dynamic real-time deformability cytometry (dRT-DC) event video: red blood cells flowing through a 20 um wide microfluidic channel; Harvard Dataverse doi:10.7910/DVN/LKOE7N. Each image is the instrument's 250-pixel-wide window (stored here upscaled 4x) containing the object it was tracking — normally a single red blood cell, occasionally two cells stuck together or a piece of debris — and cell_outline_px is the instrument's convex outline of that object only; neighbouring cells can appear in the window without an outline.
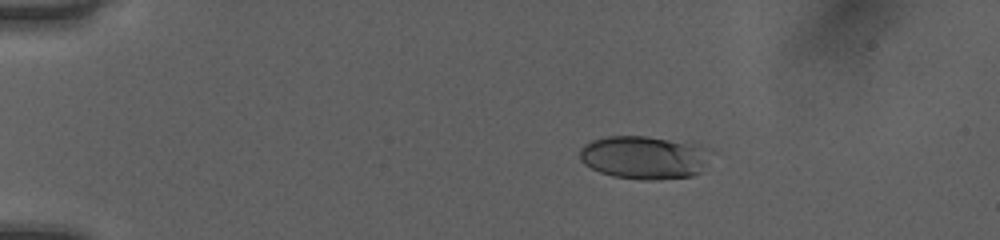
{"species": "human", "species_latin": "Homo sapiens", "temperature_condition": "room temperature", "stored_images_in_passage": 51, "camera_frame_rate_fps": 3000, "um_per_image_px": 0.085, "donor": {"sex": "female"}, "frame": {"image": 1, "passage_image": 10, "time_ms": 3.0, "image_size_px": [1000, 240], "cell_outline_px": [[716, 152], [700, 172], [692, 176], [656, 180], [644, 180], [612, 176], [600, 172], [584, 164], [580, 160], [580, 148], [584, 144], [592, 140], [604, 136], [648, 136], [700, 144], [712, 148]], "centroid_in_image_um": [54.84, 13.37], "position_along_channel_um": 30.2, "area_um2": 33.81}}
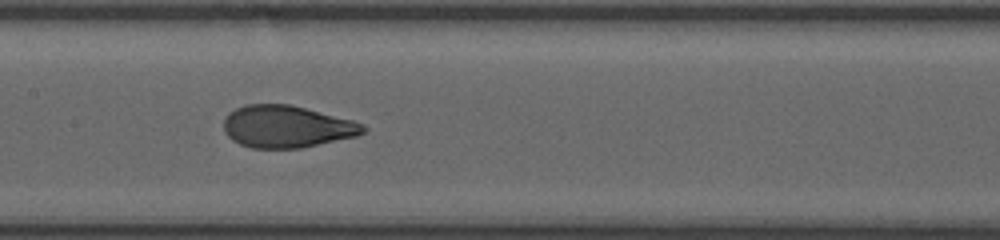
{"frame": {"image": 2, "passage_image": 27, "time_ms": 8.667, "image_size_px": [1000, 240], "cell_outline_px": [[368, 128], [364, 132], [356, 136], [300, 148], [252, 148], [240, 144], [232, 140], [224, 132], [224, 120], [228, 112], [244, 104], [288, 104], [352, 120], [364, 124]], "centroid_in_image_um": [24.34, 10.76], "position_along_channel_um": 183.1, "area_um2": 34.1}}
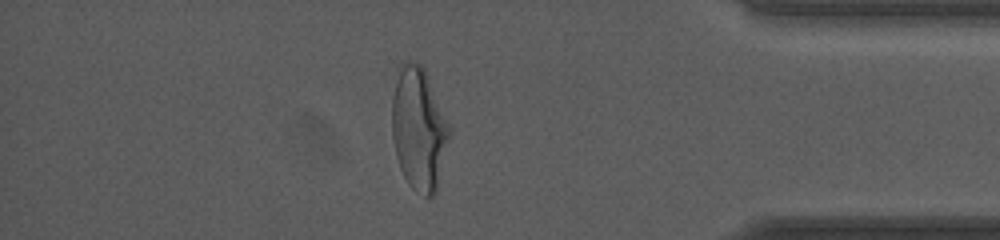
{"frame": {"image": 3, "passage_image": 45, "time_ms": 14.667, "image_size_px": [1000, 240], "cell_outline_px": [[452, 132], [436, 192], [432, 196], [424, 196], [416, 192], [408, 184], [400, 168], [396, 156], [392, 136], [392, 96], [400, 64], [408, 60], [416, 60], [424, 68], [428, 76], [452, 128]], "centroid_in_image_um": [35.62, 10.94], "position_along_channel_um": 399.6, "area_um2": 41.67}, "authors_computed_cell_mechanics": {"area_um2": 34.3332, "velocity_mm_per_s": 4.0432, "shape_relaxation_time_tau1_ms": 4.7676, "shape_relaxation_time_tau2_ms": null, "deformation_change_tau1": 0.1952, "deformation_change_tau2": null}}